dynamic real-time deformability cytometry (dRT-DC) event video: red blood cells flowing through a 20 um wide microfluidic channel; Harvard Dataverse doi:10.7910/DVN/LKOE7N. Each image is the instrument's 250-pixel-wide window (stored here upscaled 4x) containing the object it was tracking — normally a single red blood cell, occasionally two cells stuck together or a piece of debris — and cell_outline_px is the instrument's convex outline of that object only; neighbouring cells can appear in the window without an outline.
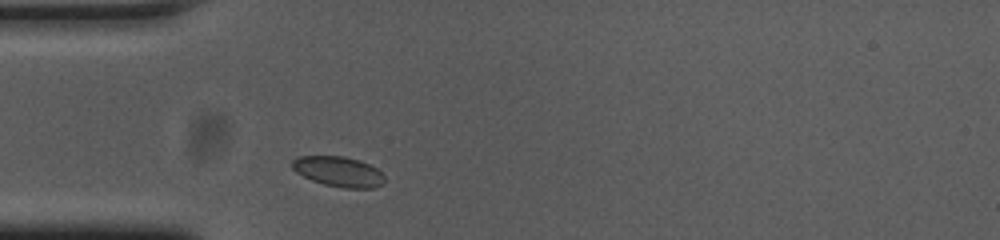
{"species": "common noctule bat (a hibernating species)", "species_latin": "Nyctalus noctula", "temperature_condition": "cold", "stored_images_in_passage": 29, "camera_frame_rate_fps": 3000, "um_per_image_px": 0.085, "animal": {"sex": "female", "body_mass_g": 23.0, "forearm_length_mm": 53.4}, "frame": {"image": 1, "passage_image": 1, "time_ms": 0.0, "image_size_px": [1000, 240], "cell_outline_px": [[384, 184], [372, 188], [344, 188], [324, 184], [312, 180], [296, 172], [292, 168], [292, 160], [300, 156], [344, 156], [360, 160], [376, 168], [384, 176]], "centroid_in_image_um": [28.78, 14.58], "position_along_channel_um": 56.2, "area_um2": 16.18}}
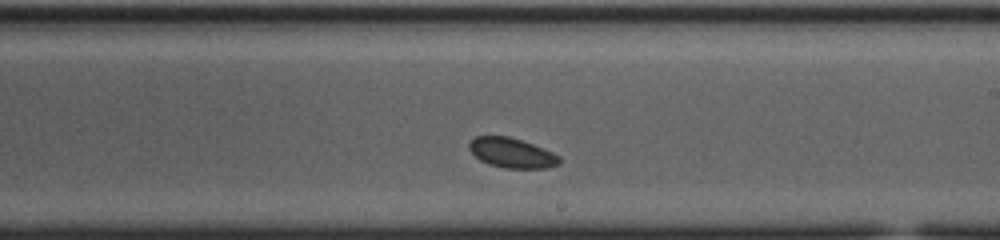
{"frame": {"image": 2, "passage_image": 17, "time_ms": 5.333, "image_size_px": [1000, 240], "cell_outline_px": [[560, 164], [548, 168], [504, 168], [488, 164], [480, 160], [468, 148], [468, 144], [476, 136], [508, 136], [544, 148], [560, 156]], "centroid_in_image_um": [43.52, 13.0], "position_along_channel_um": 245.5, "area_um2": 15.66}}
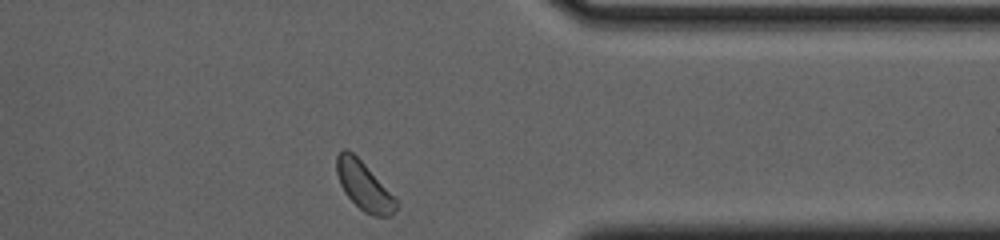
{"frame": {"image": 3, "passage_image": 29, "time_ms": 9.333, "image_size_px": [1000, 240], "cell_outline_px": [[396, 208], [392, 216], [372, 216], [364, 212], [344, 192], [340, 184], [336, 172], [336, 156], [344, 148], [348, 148], [364, 164], [396, 200]], "centroid_in_image_um": [30.89, 15.8], "position_along_channel_um": 380.5, "area_um2": 16.3}, "authors_computed_cell_mechanics": {"area_um2": 15.7794, "velocity_mm_per_s": 3.6408, "shape_relaxation_time_tau1_ms": 0.6495, "shape_relaxation_time_tau2_ms": null, "deformation_change_tau1": 0.0244, "deformation_change_tau2": null}}